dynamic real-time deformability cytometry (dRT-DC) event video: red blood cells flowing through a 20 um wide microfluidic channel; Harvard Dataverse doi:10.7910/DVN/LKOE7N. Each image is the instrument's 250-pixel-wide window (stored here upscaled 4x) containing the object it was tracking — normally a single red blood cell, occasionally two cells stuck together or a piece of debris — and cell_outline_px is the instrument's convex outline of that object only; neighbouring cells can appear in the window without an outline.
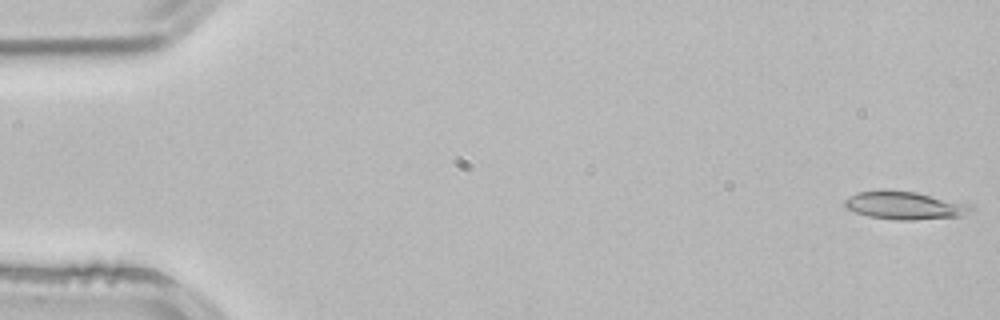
{"species": "common noctule bat (a hibernating species)", "species_latin": "Nyctalus noctula", "temperature_condition": "room temperature", "stored_images_in_passage": 52, "camera_frame_rate_fps": 3000, "um_per_image_px": 0.085, "animal": {"sex": "male", "body_mass_g": 21.5, "forearm_length_mm": 52.0}, "frame": {"image": 1, "passage_image": 1, "time_ms": 0.0, "image_size_px": [1000, 320], "cell_outline_px": [[972, 208], [960, 216], [912, 220], [896, 220], [868, 216], [844, 208], [844, 200], [848, 196], [856, 192], [916, 192], [972, 204]], "centroid_in_image_um": [76.88, 17.48], "position_along_channel_um": 8.1, "area_um2": 20.0}}
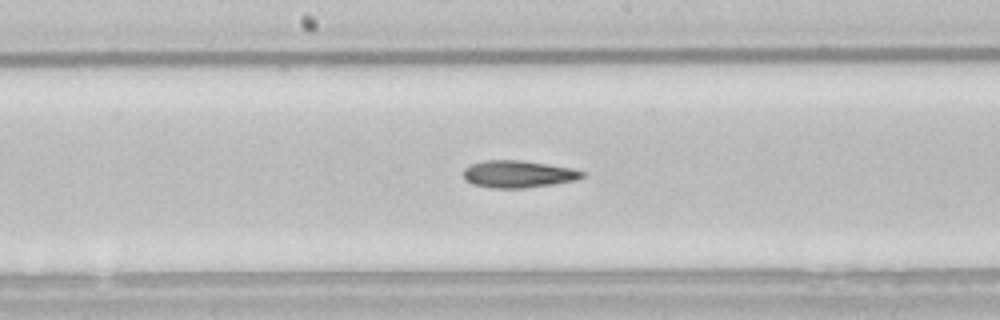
{"frame": {"image": 2, "passage_image": 27, "time_ms": 8.667, "image_size_px": [1000, 320], "cell_outline_px": [[584, 176], [576, 180], [528, 188], [492, 188], [472, 184], [464, 176], [464, 168], [468, 164], [484, 160], [520, 160], [572, 168], [584, 172]], "centroid_in_image_um": [44.02, 14.79], "position_along_channel_um": 204.2, "area_um2": 18.79}}
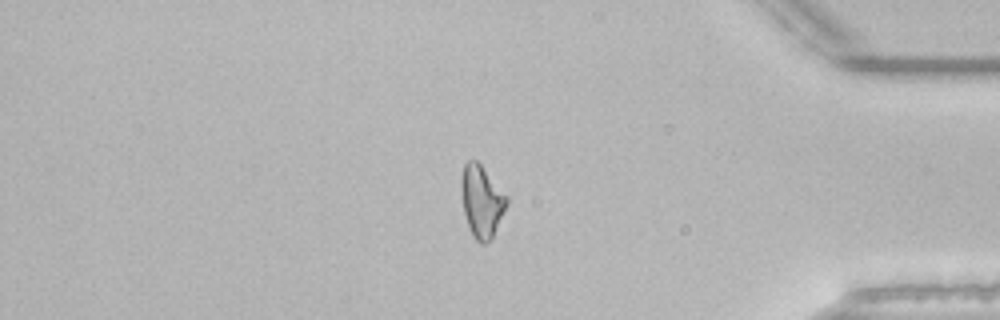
{"frame": {"image": 3, "passage_image": 44, "time_ms": 14.333, "image_size_px": [1000, 320], "cell_outline_px": [[508, 204], [492, 240], [484, 244], [480, 244], [472, 236], [464, 212], [460, 192], [460, 180], [464, 164], [468, 160], [476, 160], [480, 164], [508, 196]], "centroid_in_image_um": [40.94, 17.13], "position_along_channel_um": 394.3, "area_um2": 19.36}, "authors_computed_cell_mechanics": {"area_um2": 19.363, "velocity_mm_per_s": 3.8858, "shape_relaxation_time_tau1_ms": null, "shape_relaxation_time_tau2_ms": 8.116, "deformation_change_tau1": null, "deformation_change_tau2": 0.2125}}